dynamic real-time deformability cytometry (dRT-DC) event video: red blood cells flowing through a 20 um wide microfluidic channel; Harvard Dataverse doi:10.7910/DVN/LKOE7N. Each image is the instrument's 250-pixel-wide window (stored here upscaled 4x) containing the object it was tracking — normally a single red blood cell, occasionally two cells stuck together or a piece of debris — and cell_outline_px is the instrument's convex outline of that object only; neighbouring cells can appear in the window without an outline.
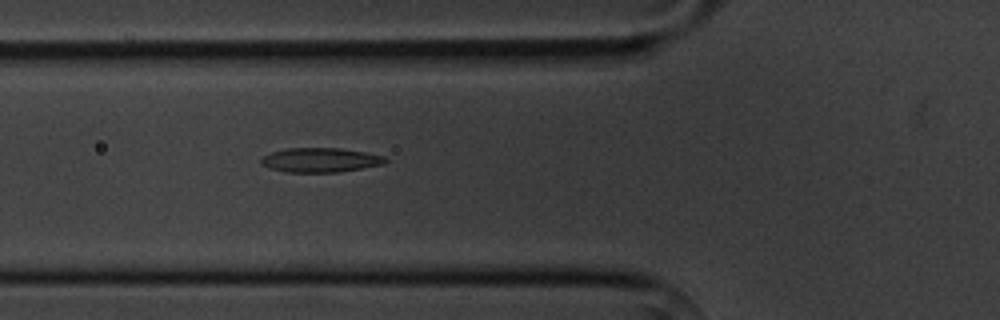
{"species": "common noctule bat (a hibernating species)", "species_latin": "Nyctalus noctula", "temperature_condition": "cold", "stored_images_in_passage": 4, "camera_frame_rate_fps": 3000, "um_per_image_px": 0.085, "animal": {"sex": "male", "body_mass_g": 20.1, "forearm_length_mm": 53.5}, "frame": {"image": 1, "passage_image": 4, "time_ms": 3.333, "image_size_px": [1000, 320], "cell_outline_px": [[388, 160], [384, 164], [340, 172], [288, 172], [268, 168], [260, 164], [260, 160], [264, 156], [272, 152], [288, 148], [340, 148], [364, 152], [384, 156]], "centroid_in_image_um": [27.22, 13.6], "position_along_channel_um": 98.6, "area_um2": 17.63}}